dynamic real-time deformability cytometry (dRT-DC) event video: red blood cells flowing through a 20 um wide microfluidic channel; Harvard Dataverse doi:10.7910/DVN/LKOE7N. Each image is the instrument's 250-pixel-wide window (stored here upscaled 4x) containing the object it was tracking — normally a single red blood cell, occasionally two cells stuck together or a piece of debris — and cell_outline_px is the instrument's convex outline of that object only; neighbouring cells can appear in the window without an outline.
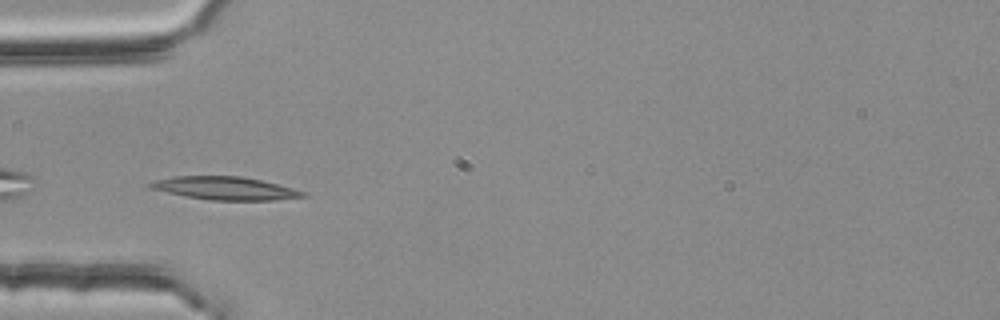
{"species": "common noctule bat (a hibernating species)", "species_latin": "Nyctalus noctula", "temperature_condition": "room temperature", "stored_images_in_passage": 27, "camera_frame_rate_fps": 3000, "um_per_image_px": 0.085, "animal": {"sex": "female", "body_mass_g": 25.1}, "frame": {"image": 1, "passage_image": 1, "time_ms": 0.0, "image_size_px": [1000, 320], "cell_outline_px": [[308, 196], [272, 200], [208, 200], [184, 196], [152, 188], [148, 184], [152, 180], [172, 176], [240, 176], [260, 180], [308, 192]], "centroid_in_image_um": [19.13, 16.0], "position_along_channel_um": 65.9, "area_um2": 20.4}}
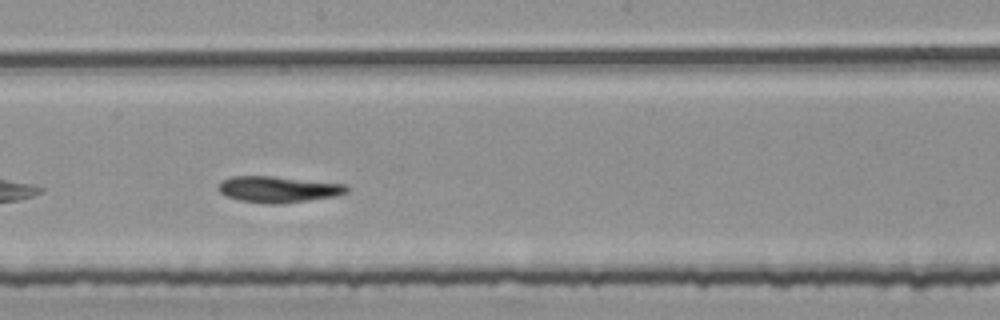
{"frame": {"image": 2, "passage_image": 14, "time_ms": 4.333, "image_size_px": [1000, 320], "cell_outline_px": [[348, 192], [336, 196], [280, 204], [268, 204], [240, 200], [228, 196], [220, 192], [216, 188], [220, 180], [232, 176], [272, 176], [344, 184], [348, 188]], "centroid_in_image_um": [23.6, 16.09], "position_along_channel_um": 224.6, "area_um2": 19.54}}
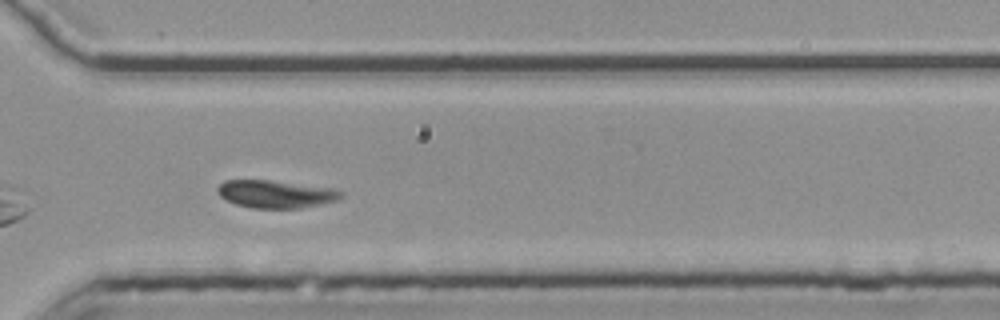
{"frame": {"image": 3, "passage_image": 24, "time_ms": 7.667, "image_size_px": [1000, 320], "cell_outline_px": [[344, 196], [336, 200], [320, 204], [300, 208], [252, 208], [236, 204], [224, 200], [216, 192], [216, 188], [224, 180], [268, 180], [332, 188], [344, 192]], "centroid_in_image_um": [23.4, 16.49], "position_along_channel_um": 347.2, "area_um2": 19.94}, "authors_computed_cell_mechanics": {"area_um2": 19.7676, "velocity_mm_per_s": 3.6774, "shape_relaxation_time_tau1_ms": null, "shape_relaxation_time_tau2_ms": 3.2518, "deformation_change_tau1": null, "deformation_change_tau2": 0.0866}}